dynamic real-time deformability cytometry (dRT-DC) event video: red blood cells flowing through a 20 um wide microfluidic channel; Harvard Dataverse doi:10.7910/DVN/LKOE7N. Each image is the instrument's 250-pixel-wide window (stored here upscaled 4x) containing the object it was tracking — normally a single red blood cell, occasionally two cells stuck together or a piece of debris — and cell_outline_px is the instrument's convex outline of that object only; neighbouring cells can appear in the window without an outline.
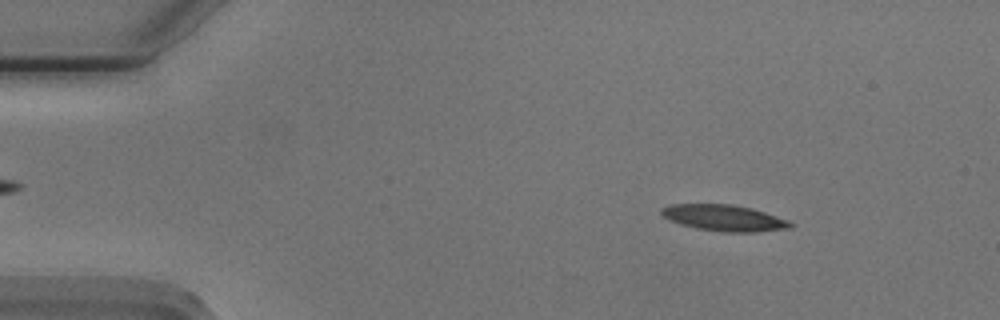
{"species": "Egyptian fruit bat (a non-hibernating species)", "species_latin": "Rousettus aegyptiacus", "temperature_condition": "cold", "stored_images_in_passage": 55, "camera_frame_rate_fps": 3000, "um_per_image_px": 0.085, "animal": {"sex": "male"}, "frame": {"image": 1, "passage_image": 7, "time_ms": 2.0, "image_size_px": [1000, 320], "cell_outline_px": [[796, 224], [792, 228], [756, 232], [724, 232], [696, 228], [680, 224], [668, 220], [660, 212], [660, 208], [672, 204], [732, 204], [752, 208], [788, 220]], "centroid_in_image_um": [61.56, 18.52], "position_along_channel_um": 23.4, "area_um2": 19.83}}
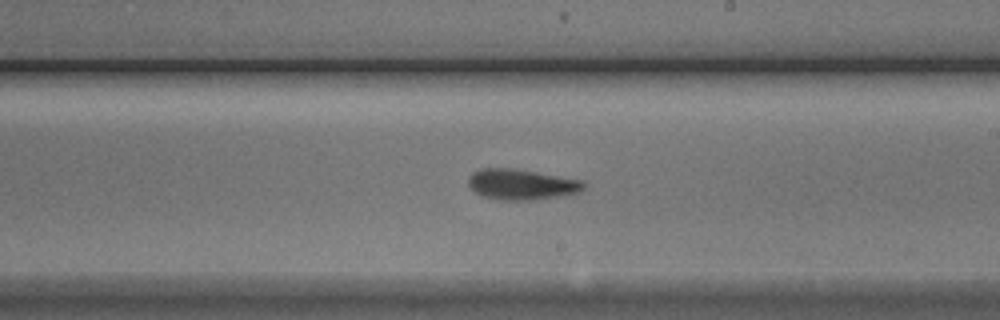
{"frame": {"image": 2, "passage_image": 31, "time_ms": 10.0, "image_size_px": [1000, 320], "cell_outline_px": [[588, 184], [580, 192], [560, 196], [536, 200], [496, 200], [484, 196], [476, 192], [468, 184], [468, 176], [472, 172], [480, 168], [512, 168], [584, 180]], "centroid_in_image_um": [44.35, 15.67], "position_along_channel_um": 244.6, "area_um2": 20.81}}
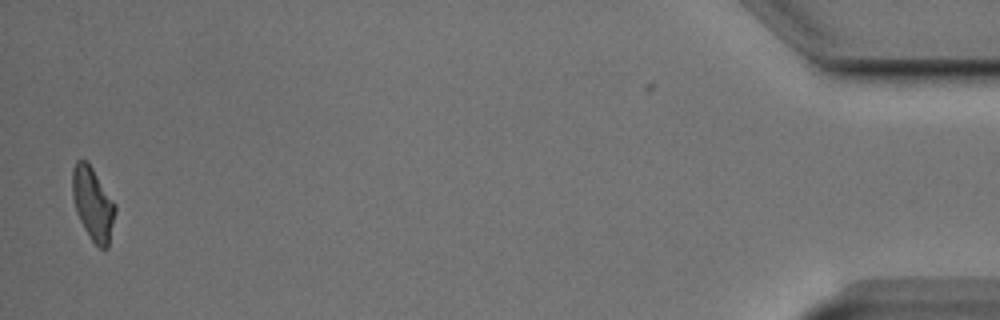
{"frame": {"image": 3, "passage_image": 53, "time_ms": 17.333, "image_size_px": [1000, 320], "cell_outline_px": [[116, 212], [108, 248], [100, 248], [92, 240], [84, 228], [76, 212], [72, 196], [72, 168], [76, 160], [88, 160], [116, 204]], "centroid_in_image_um": [7.9, 17.28], "position_along_channel_um": 427.3, "area_um2": 18.44}, "authors_computed_cell_mechanics": {"area_um2": 19.5364, "velocity_mm_per_s": 3.7447, "shape_relaxation_time_tau1_ms": 4.3911, "shape_relaxation_time_tau2_ms": 1.3295, "deformation_change_tau1": 0.161, "deformation_change_tau2": 0.0796}}